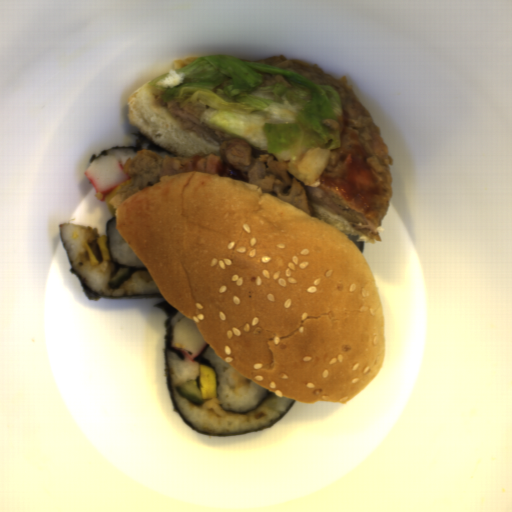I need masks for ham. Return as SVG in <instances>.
Instances as JSON below:
<instances>
[{
	"instance_id": "1",
	"label": "ham",
	"mask_w": 512,
	"mask_h": 512,
	"mask_svg": "<svg viewBox=\"0 0 512 512\" xmlns=\"http://www.w3.org/2000/svg\"><path fill=\"white\" fill-rule=\"evenodd\" d=\"M84 254L90 266L112 260L108 250L107 234L86 238Z\"/></svg>"
}]
</instances>
